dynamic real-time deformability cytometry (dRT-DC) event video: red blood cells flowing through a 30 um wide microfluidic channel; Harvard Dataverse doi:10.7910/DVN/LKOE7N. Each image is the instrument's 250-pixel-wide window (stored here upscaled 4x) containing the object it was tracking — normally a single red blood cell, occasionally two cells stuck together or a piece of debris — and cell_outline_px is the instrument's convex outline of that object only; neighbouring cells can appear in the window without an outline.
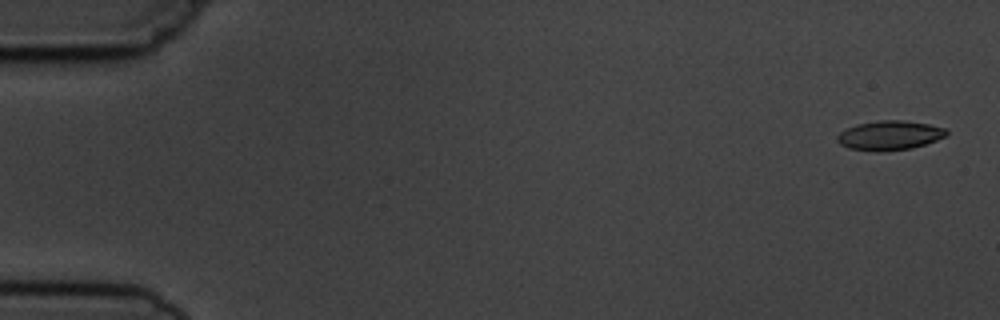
{"species": "common noctule bat (a hibernating species)", "species_latin": "Nyctalus noctula", "temperature_condition": "cold", "stored_images_in_passage": 7, "camera_frame_rate_fps": 3000, "um_per_image_px": 0.085, "animal": {"sex": "male", "body_mass_g": 19.5, "forearm_length_mm": 54.6}, "frame": {"image": 1, "passage_image": 1, "time_ms": 0.0, "image_size_px": [1000, 320], "cell_outline_px": [[948, 136], [912, 148], [880, 152], [876, 152], [848, 148], [840, 144], [836, 140], [836, 136], [840, 132], [856, 124], [880, 120], [904, 120], [928, 124], [944, 128], [948, 132]], "centroid_in_image_um": [75.6, 11.51], "position_along_channel_um": 9.4, "area_um2": 18.79}}
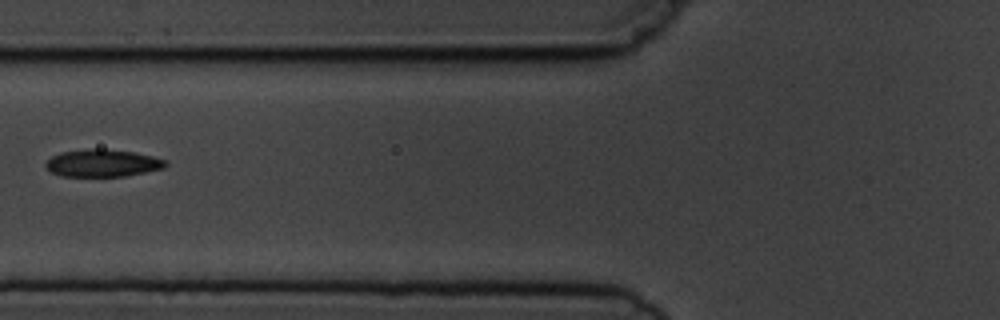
{"frame": {"image": 2, "passage_image": 6, "time_ms": 6.667, "image_size_px": [1000, 320], "cell_outline_px": [[168, 164], [164, 168], [124, 176], [60, 176], [52, 172], [44, 164], [52, 156], [60, 152], [88, 148], [100, 148], [136, 152], [168, 160]], "centroid_in_image_um": [8.73, 13.85], "position_along_channel_um": 117.1, "area_um2": 19.25}}
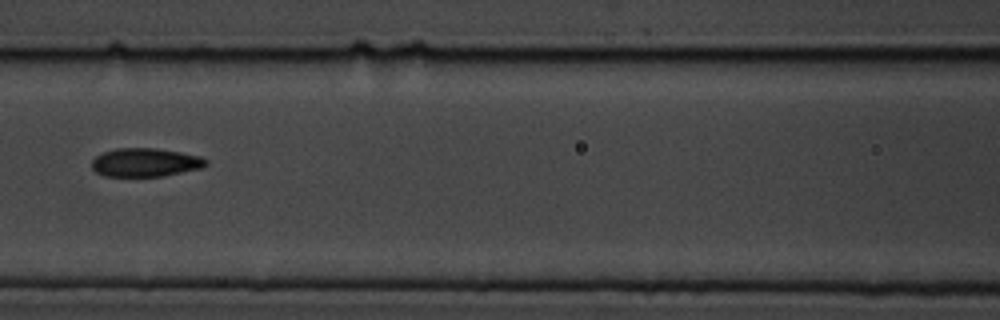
{"frame": {"image": 3, "passage_image": 7, "time_ms": 7.667, "image_size_px": [1000, 320], "cell_outline_px": [[208, 164], [200, 168], [160, 176], [104, 176], [96, 172], [92, 168], [92, 160], [96, 156], [104, 152], [116, 148], [156, 148], [180, 152], [200, 156], [208, 160]], "centroid_in_image_um": [12.34, 13.8], "position_along_channel_um": 154.3, "area_um2": 18.84}}